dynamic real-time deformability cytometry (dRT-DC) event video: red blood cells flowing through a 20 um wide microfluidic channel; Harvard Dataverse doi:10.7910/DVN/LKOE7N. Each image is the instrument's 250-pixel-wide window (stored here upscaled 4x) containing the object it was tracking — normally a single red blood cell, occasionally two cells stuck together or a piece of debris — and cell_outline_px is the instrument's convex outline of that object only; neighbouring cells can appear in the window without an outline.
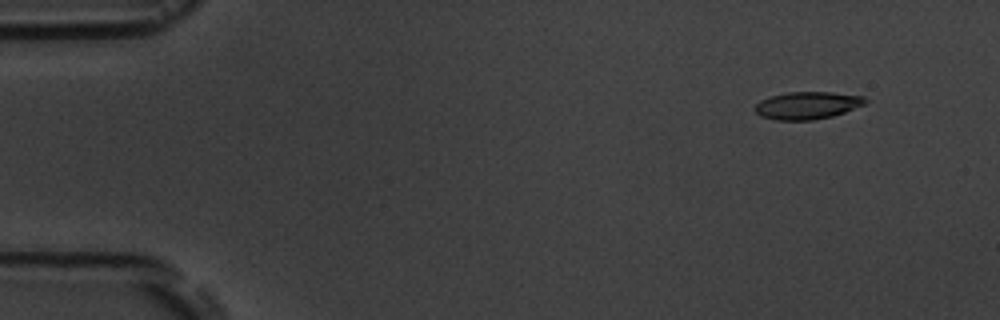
{"species": "common noctule bat (a hibernating species)", "species_latin": "Nyctalus noctula", "temperature_condition": "room temperature", "stored_images_in_passage": 10, "camera_frame_rate_fps": 3000, "um_per_image_px": 0.085, "animal": {"sex": "male", "body_mass_g": 19.5, "forearm_length_mm": 54.6}, "frame": {"image": 1, "passage_image": 2, "time_ms": 1.333, "image_size_px": [1000, 320], "cell_outline_px": [[868, 100], [864, 104], [844, 112], [832, 116], [812, 120], [776, 120], [760, 116], [756, 112], [756, 104], [760, 100], [772, 96], [788, 92], [832, 92], [864, 96]], "centroid_in_image_um": [68.63, 8.96], "position_along_channel_um": 16.4, "area_um2": 17.51}}
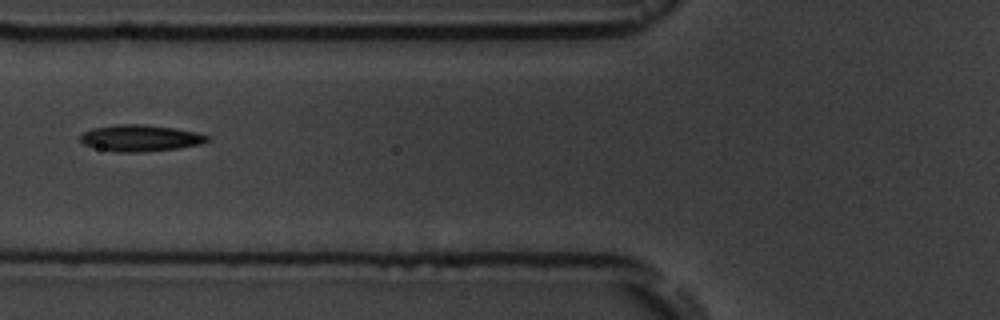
{"frame": {"image": 2, "passage_image": 7, "time_ms": 7.0, "image_size_px": [1000, 320], "cell_outline_px": [[208, 140], [200, 144], [180, 148], [144, 152], [116, 152], [84, 144], [80, 140], [80, 136], [84, 132], [92, 128], [116, 124], [144, 124], [172, 128], [196, 132], [208, 136]], "centroid_in_image_um": [11.92, 11.73], "position_along_channel_um": 113.9, "area_um2": 19.42}}
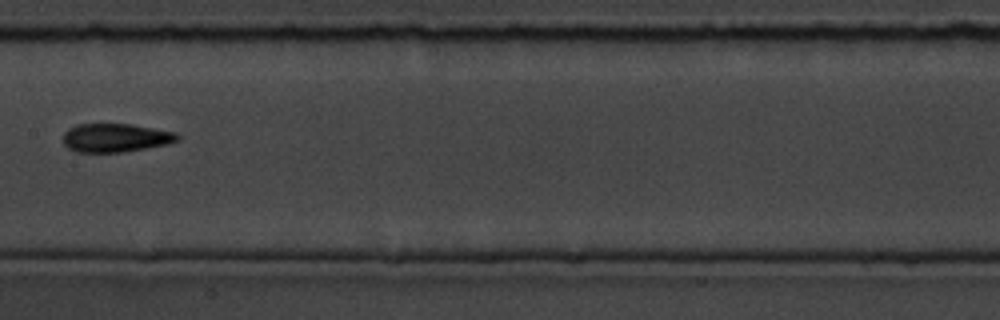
{"frame": {"image": 3, "passage_image": 9, "time_ms": 9.333, "image_size_px": [1000, 320], "cell_outline_px": [[180, 140], [168, 144], [124, 152], [76, 152], [68, 148], [64, 144], [64, 132], [68, 128], [76, 124], [132, 124], [176, 132], [180, 136]], "centroid_in_image_um": [9.84, 11.71], "position_along_channel_um": 197.6, "area_um2": 19.19}}